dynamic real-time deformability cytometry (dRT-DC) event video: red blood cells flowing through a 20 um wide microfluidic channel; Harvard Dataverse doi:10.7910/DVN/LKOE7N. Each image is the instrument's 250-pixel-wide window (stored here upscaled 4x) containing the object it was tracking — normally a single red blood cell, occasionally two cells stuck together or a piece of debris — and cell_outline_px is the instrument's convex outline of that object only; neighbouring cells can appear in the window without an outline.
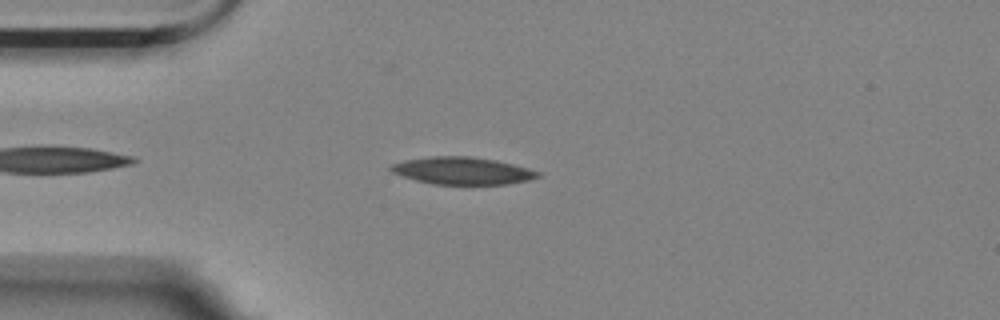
{"species": "Egyptian fruit bat (a non-hibernating species)", "species_latin": "Rousettus aegyptiacus", "temperature_condition": "room temperature", "stored_images_in_passage": 1, "camera_frame_rate_fps": 3000, "um_per_image_px": 0.085, "animal": {"sex": "female"}, "frame": {"image": 1, "passage_image": 1, "time_ms": 0.0, "image_size_px": [1000, 320], "cell_outline_px": [[540, 176], [528, 180], [508, 184], [432, 184], [416, 180], [392, 172], [388, 168], [392, 164], [404, 160], [428, 156], [472, 156], [496, 160], [528, 168], [540, 172]], "centroid_in_image_um": [39.29, 14.5], "position_along_channel_um": 45.7, "area_um2": 23.35}}